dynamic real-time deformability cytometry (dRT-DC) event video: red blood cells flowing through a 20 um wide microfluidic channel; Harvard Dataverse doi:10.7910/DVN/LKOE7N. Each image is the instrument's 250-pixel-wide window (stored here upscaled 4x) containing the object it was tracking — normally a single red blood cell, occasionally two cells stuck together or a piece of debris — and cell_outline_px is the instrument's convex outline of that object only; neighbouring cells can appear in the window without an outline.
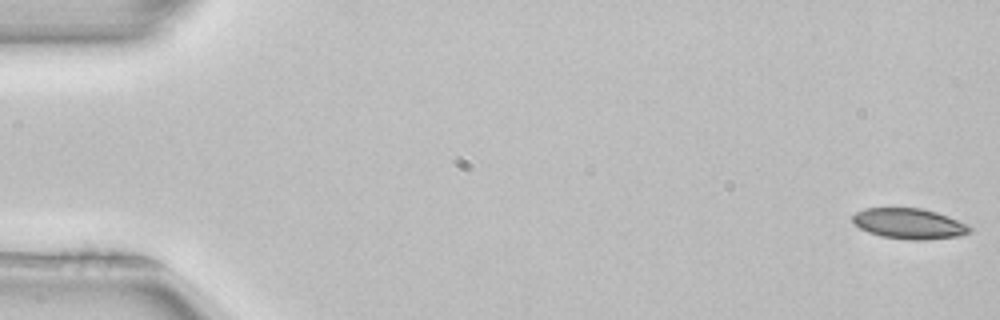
{"species": "common noctule bat (a hibernating species)", "species_latin": "Nyctalus noctula", "temperature_condition": "room temperature", "stored_images_in_passage": 53, "camera_frame_rate_fps": 3000, "um_per_image_px": 0.085, "animal": {"sex": "female", "body_mass_g": 22.7, "forearm_length_mm": 54.2}, "frame": {"image": 1, "passage_image": 1, "time_ms": 0.0, "image_size_px": [1000, 320], "cell_outline_px": [[972, 232], [960, 236], [924, 240], [908, 240], [880, 236], [868, 232], [860, 228], [852, 220], [852, 216], [856, 212], [864, 208], [920, 208], [936, 212], [948, 216], [972, 228]], "centroid_in_image_um": [77.26, 19.02], "position_along_channel_um": 7.7, "area_um2": 20.81}}
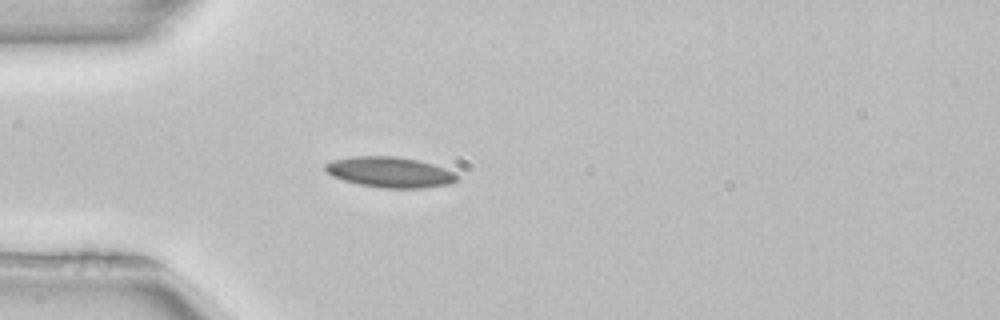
{"frame": {"image": 2, "passage_image": 15, "time_ms": 4.667, "image_size_px": [1000, 320], "cell_outline_px": [[456, 180], [452, 184], [420, 188], [384, 188], [360, 184], [344, 180], [332, 176], [324, 168], [324, 164], [332, 160], [352, 156], [396, 156], [420, 160], [444, 168], [452, 172], [456, 176]], "centroid_in_image_um": [33.11, 14.62], "position_along_channel_um": 51.9, "area_um2": 23.35}}
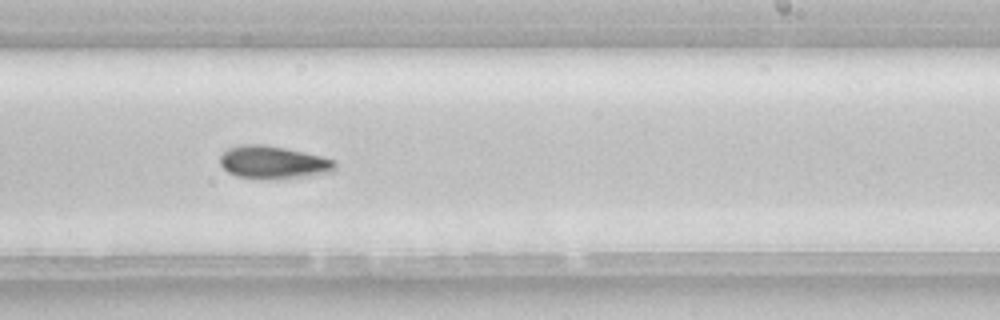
{"frame": {"image": 3, "passage_image": 32, "time_ms": 10.333, "image_size_px": [1000, 320], "cell_outline_px": [[336, 168], [332, 172], [272, 180], [264, 180], [236, 176], [228, 172], [220, 164], [220, 156], [228, 148], [244, 144], [264, 144], [304, 152], [336, 160]], "centroid_in_image_um": [23.21, 13.81], "position_along_channel_um": 265.8, "area_um2": 22.08}}